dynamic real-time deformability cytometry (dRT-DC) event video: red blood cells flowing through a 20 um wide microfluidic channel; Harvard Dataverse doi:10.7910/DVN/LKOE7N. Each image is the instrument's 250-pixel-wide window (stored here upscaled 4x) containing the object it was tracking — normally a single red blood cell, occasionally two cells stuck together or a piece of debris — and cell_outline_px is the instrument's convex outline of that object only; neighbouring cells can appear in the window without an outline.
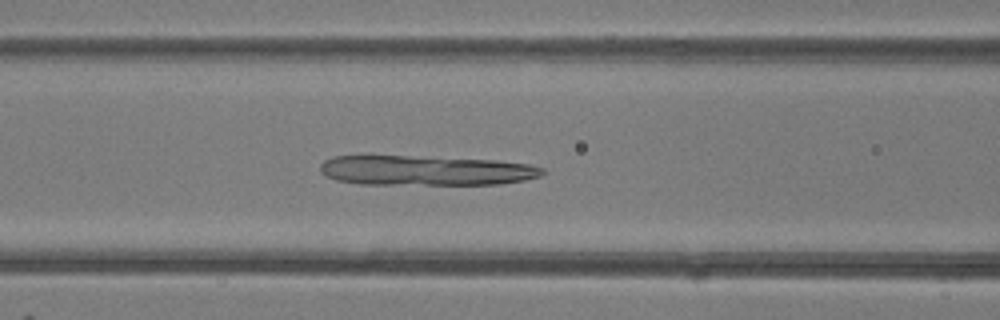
{"species": "common noctule bat (a hibernating species)", "species_latin": "Nyctalus noctula", "temperature_condition": "room temperature", "stored_images_in_passage": 48, "camera_frame_rate_fps": 3000, "um_per_image_px": 0.085, "animal": {"sex": "female"}, "frame": {"image": 1, "passage_image": 20, "time_ms": 6.333, "image_size_px": [1000, 320], "cell_outline_px": [[544, 172], [540, 176], [524, 180], [500, 184], [360, 184], [336, 180], [324, 176], [320, 172], [320, 164], [324, 160], [332, 156], [408, 156], [496, 160], [528, 164], [544, 168]], "centroid_in_image_um": [36.14, 14.49], "position_along_channel_um": 130.5, "area_um2": 38.73}}
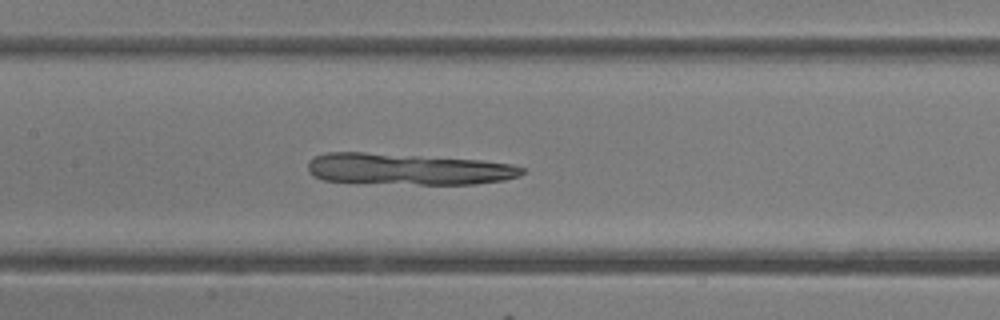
{"frame": {"image": 2, "passage_image": 23, "time_ms": 7.333, "image_size_px": [1000, 320], "cell_outline_px": [[528, 172], [520, 176], [504, 180], [476, 184], [356, 184], [324, 180], [312, 176], [308, 172], [308, 160], [324, 152], [364, 152], [480, 160], [512, 164], [524, 168]], "centroid_in_image_um": [34.62, 14.39], "position_along_channel_um": 172.8, "area_um2": 40.06}}
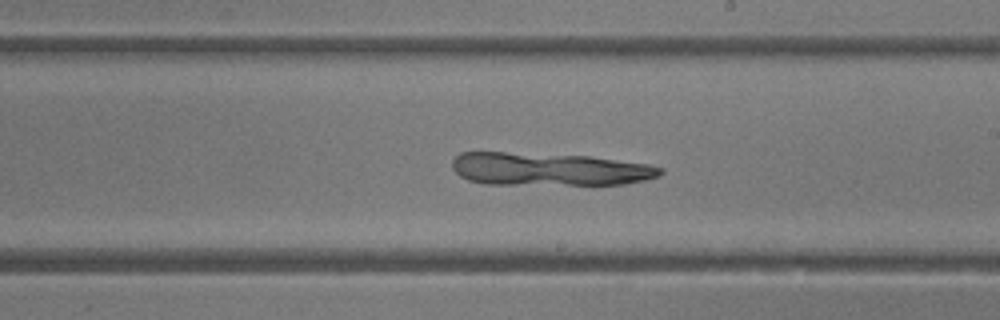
{"frame": {"image": 3, "passage_image": 28, "time_ms": 9.0, "image_size_px": [1000, 320], "cell_outline_px": [[664, 172], [660, 176], [644, 180], [624, 184], [484, 184], [468, 180], [460, 176], [452, 168], [452, 160], [460, 152], [504, 152], [588, 156], [648, 164], [664, 168]], "centroid_in_image_um": [46.67, 14.38], "position_along_channel_um": 242.3, "area_um2": 39.94}}